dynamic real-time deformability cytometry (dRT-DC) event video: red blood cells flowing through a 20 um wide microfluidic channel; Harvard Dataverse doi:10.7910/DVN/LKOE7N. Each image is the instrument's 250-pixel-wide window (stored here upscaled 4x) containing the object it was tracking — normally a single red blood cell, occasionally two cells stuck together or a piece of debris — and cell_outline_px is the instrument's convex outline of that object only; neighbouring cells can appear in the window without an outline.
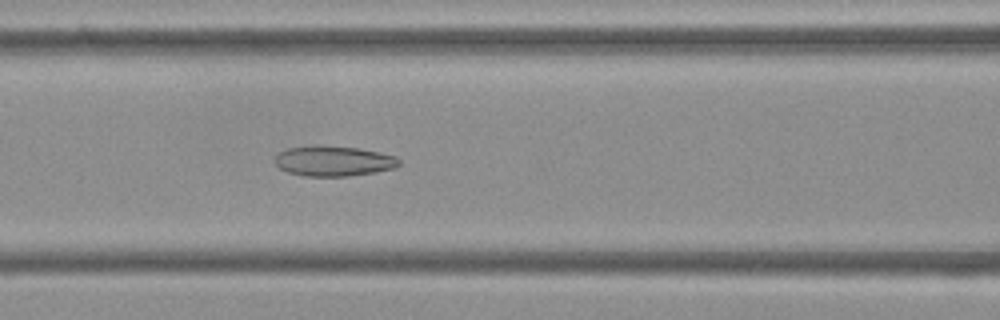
{"species": "Egyptian fruit bat (a non-hibernating species)", "species_latin": "Rousettus aegyptiacus", "temperature_condition": "cold", "stored_images_in_passage": 52, "camera_frame_rate_fps": 3000, "um_per_image_px": 0.085, "frame": {"image": 1, "passage_image": 21, "time_ms": 6.667, "image_size_px": [1000, 320], "cell_outline_px": [[400, 164], [396, 168], [376, 172], [348, 176], [304, 176], [288, 172], [280, 168], [272, 160], [280, 152], [288, 148], [312, 144], [316, 144], [360, 148], [380, 152], [396, 156], [400, 160]], "centroid_in_image_um": [28.36, 13.67], "position_along_channel_um": 138.2, "area_um2": 22.31}}
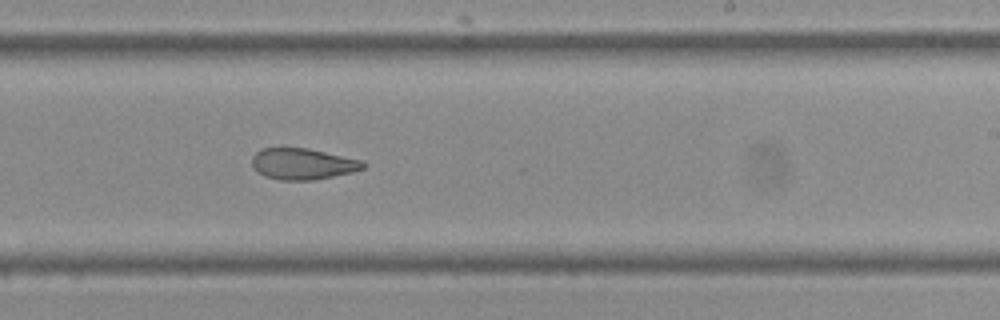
{"frame": {"image": 2, "passage_image": 31, "time_ms": 10.0, "image_size_px": [1000, 320], "cell_outline_px": [[368, 164], [364, 168], [352, 172], [316, 180], [280, 180], [264, 176], [256, 172], [252, 168], [252, 156], [260, 148], [308, 148], [364, 160]], "centroid_in_image_um": [25.74, 13.93], "position_along_channel_um": 263.3, "area_um2": 20.58}}
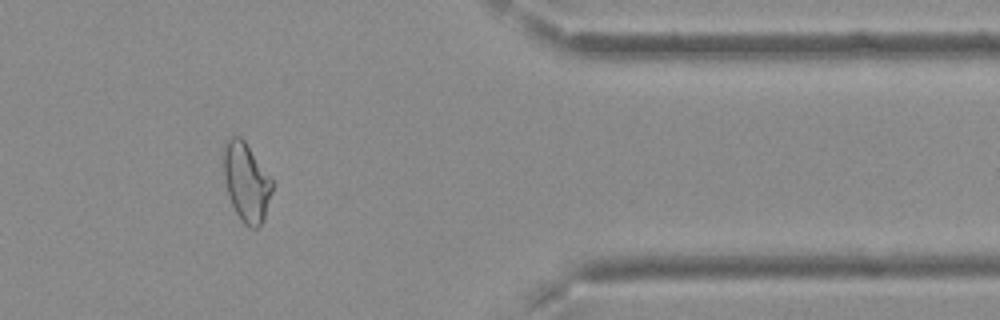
{"frame": {"image": 3, "passage_image": 43, "time_ms": 14.0, "image_size_px": [1000, 320], "cell_outline_px": [[272, 192], [264, 220], [256, 228], [252, 228], [244, 224], [240, 220], [228, 196], [224, 180], [220, 152], [224, 140], [232, 136], [240, 136], [244, 140], [272, 180]], "centroid_in_image_um": [20.87, 15.43], "position_along_channel_um": 390.5, "area_um2": 22.77}, "authors_computed_cell_mechanics": {"area_um2": 23.8136, "velocity_mm_per_s": 3.754, "shape_relaxation_time_tau1_ms": null, "shape_relaxation_time_tau2_ms": 3.968, "deformation_change_tau1": null, "deformation_change_tau2": 0.116}}